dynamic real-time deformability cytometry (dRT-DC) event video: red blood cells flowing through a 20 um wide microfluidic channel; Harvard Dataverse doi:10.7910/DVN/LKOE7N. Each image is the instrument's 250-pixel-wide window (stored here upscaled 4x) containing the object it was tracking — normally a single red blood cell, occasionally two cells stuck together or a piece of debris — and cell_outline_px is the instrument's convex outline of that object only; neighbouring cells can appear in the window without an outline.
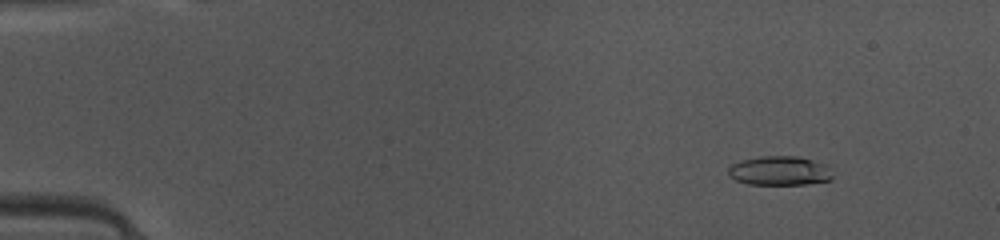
{"species": "common noctule bat (a hibernating species)", "species_latin": "Nyctalus noctula", "temperature_condition": "warm", "stored_images_in_passage": 49, "camera_frame_rate_fps": 3000, "um_per_image_px": 0.085, "animal": {"sex": "female", "body_mass_g": 10.0, "forearm_length_mm": 53.1}, "frame": {"image": 1, "passage_image": 6, "time_ms": 1.667, "image_size_px": [1000, 240], "cell_outline_px": [[832, 180], [804, 184], [748, 184], [736, 180], [728, 176], [728, 168], [732, 164], [740, 160], [760, 156], [800, 156], [824, 164], [832, 176]], "centroid_in_image_um": [66.21, 14.51], "position_along_channel_um": 18.8, "area_um2": 17.69}}
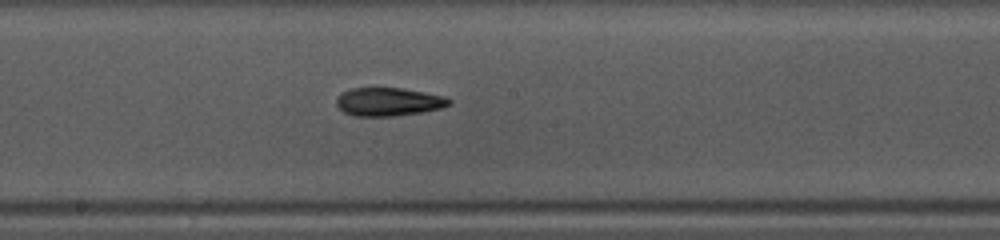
{"frame": {"image": 2, "passage_image": 27, "time_ms": 8.667, "image_size_px": [1000, 240], "cell_outline_px": [[452, 104], [440, 108], [420, 112], [396, 116], [356, 116], [344, 112], [336, 104], [336, 100], [344, 92], [352, 88], [400, 88], [424, 92], [444, 96], [452, 100]], "centroid_in_image_um": [33.05, 8.65], "position_along_channel_um": 215.1, "area_um2": 18.38}}
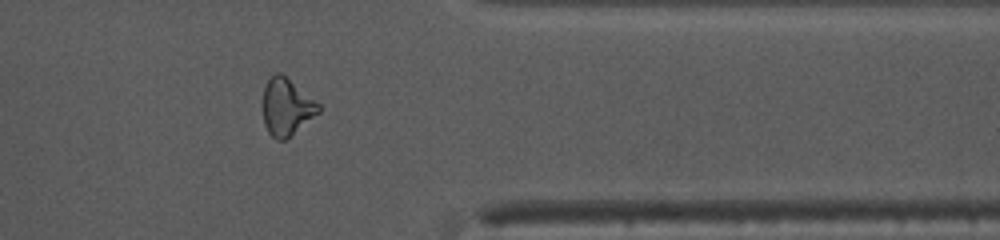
{"frame": {"image": 3, "passage_image": 40, "time_ms": 13.0, "image_size_px": [1000, 240], "cell_outline_px": [[320, 112], [284, 140], [276, 140], [268, 132], [264, 124], [264, 84], [276, 72], [280, 72], [320, 104]], "centroid_in_image_um": [24.35, 9.09], "position_along_channel_um": 387.0, "area_um2": 18.15}, "authors_computed_cell_mechanics": {"area_um2": 18.1492, "velocity_mm_per_s": 4.1737, "shape_relaxation_time_tau1_ms": 8.2679, "shape_relaxation_time_tau2_ms": 4.2755, "deformation_change_tau1": 0.2127, "deformation_change_tau2": 0.1486}}